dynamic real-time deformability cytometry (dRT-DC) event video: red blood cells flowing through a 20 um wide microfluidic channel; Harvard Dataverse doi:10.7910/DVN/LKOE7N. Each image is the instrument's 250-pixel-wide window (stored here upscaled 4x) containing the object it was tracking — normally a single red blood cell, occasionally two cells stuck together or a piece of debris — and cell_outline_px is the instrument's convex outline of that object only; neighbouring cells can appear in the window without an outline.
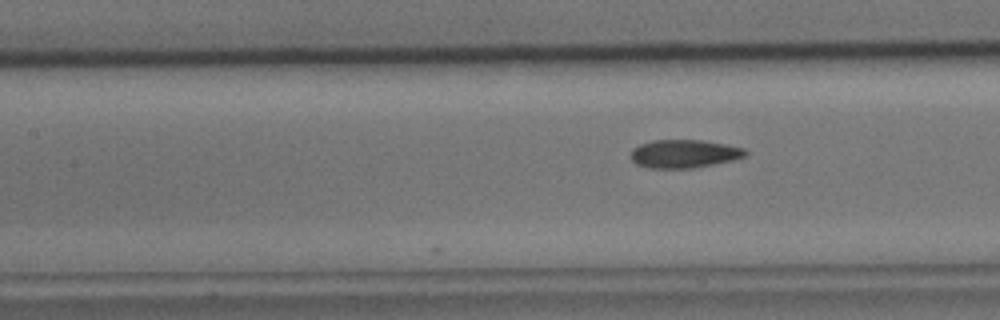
{"species": "common noctule bat (a hibernating species)", "species_latin": "Nyctalus noctula", "temperature_condition": "cold", "stored_images_in_passage": 8, "camera_frame_rate_fps": 3000, "um_per_image_px": 0.085, "animal": {"sex": "male", "body_mass_g": 15.6}, "frame": {"image": 1, "passage_image": 8, "time_ms": 2.333, "image_size_px": [1000, 320], "cell_outline_px": [[748, 156], [732, 160], [692, 168], [648, 168], [636, 164], [632, 160], [632, 148], [640, 144], [652, 140], [700, 140], [724, 144], [744, 148], [748, 152]], "centroid_in_image_um": [58.15, 13.07], "position_along_channel_um": 149.3, "area_um2": 18.79}}